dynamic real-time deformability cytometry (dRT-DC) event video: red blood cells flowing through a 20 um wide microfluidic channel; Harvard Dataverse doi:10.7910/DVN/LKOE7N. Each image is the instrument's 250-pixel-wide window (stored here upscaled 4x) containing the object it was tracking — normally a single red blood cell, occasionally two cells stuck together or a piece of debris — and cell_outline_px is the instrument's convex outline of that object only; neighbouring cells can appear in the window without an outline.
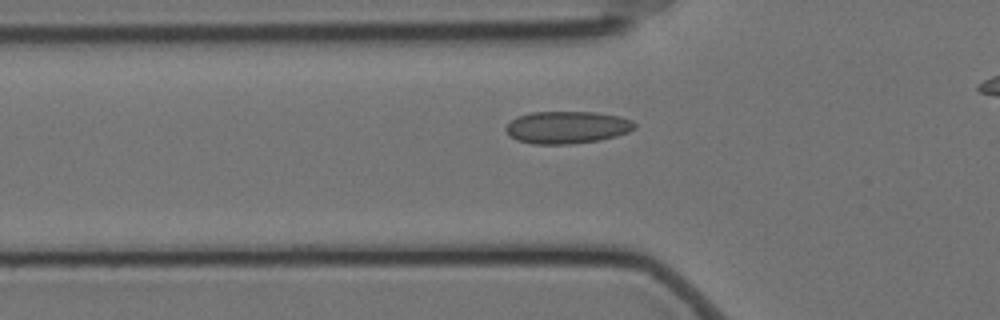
{"species": "Egyptian fruit bat (a non-hibernating species)", "species_latin": "Rousettus aegyptiacus", "temperature_condition": "cold", "stored_images_in_passage": 45, "camera_frame_rate_fps": 3000, "um_per_image_px": 0.085, "animal": {"sex": "female"}, "frame": {"image": 1, "passage_image": 14, "time_ms": 4.333, "image_size_px": [1000, 320], "cell_outline_px": [[636, 128], [628, 132], [616, 136], [600, 140], [572, 144], [532, 144], [516, 140], [508, 136], [504, 128], [516, 116], [532, 112], [592, 112], [620, 116], [632, 120], [636, 124]], "centroid_in_image_um": [48.18, 10.83], "position_along_channel_um": 77.6, "area_um2": 24.51}}
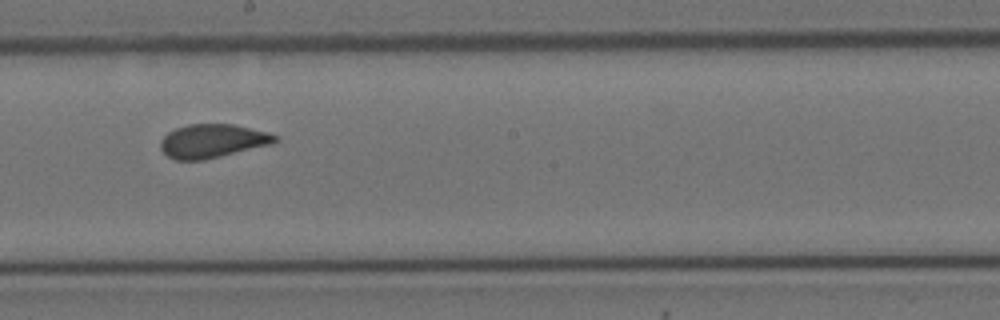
{"frame": {"image": 2, "passage_image": 27, "time_ms": 8.667, "image_size_px": [1000, 320], "cell_outline_px": [[280, 140], [272, 144], [204, 160], [176, 160], [168, 156], [160, 148], [160, 140], [168, 132], [176, 128], [188, 124], [232, 124], [268, 132], [280, 136]], "centroid_in_image_um": [18.08, 11.98], "position_along_channel_um": 230.1, "area_um2": 22.54}}
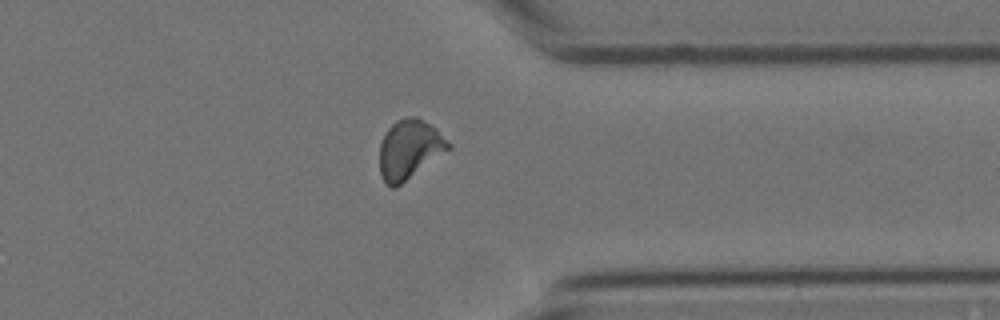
{"frame": {"image": 3, "passage_image": 40, "time_ms": 13.0, "image_size_px": [1000, 320], "cell_outline_px": [[452, 148], [396, 188], [392, 188], [384, 180], [380, 172], [380, 144], [388, 128], [396, 120], [404, 116], [416, 116], [436, 128], [452, 144]], "centroid_in_image_um": [34.83, 12.68], "position_along_channel_um": 376.6, "area_um2": 23.87}, "authors_computed_cell_mechanics": {"area_um2": 22.9466, "velocity_mm_per_s": 3.4923, "shape_relaxation_time_tau1_ms": null, "shape_relaxation_time_tau2_ms": 0.993, "deformation_change_tau1": null, "deformation_change_tau2": 0.0501}}